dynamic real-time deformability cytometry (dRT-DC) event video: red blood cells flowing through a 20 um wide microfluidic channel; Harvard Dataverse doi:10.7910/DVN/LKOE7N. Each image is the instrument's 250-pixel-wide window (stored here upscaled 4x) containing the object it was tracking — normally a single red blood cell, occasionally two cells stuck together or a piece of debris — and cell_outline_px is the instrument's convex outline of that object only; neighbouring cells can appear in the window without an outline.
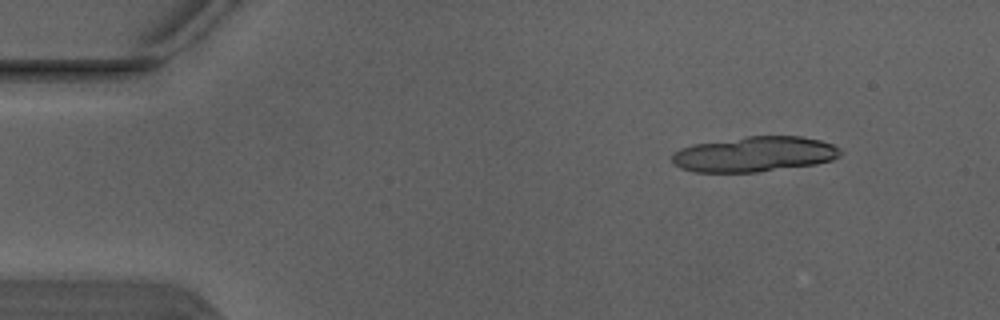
{"species": "Egyptian fruit bat (a non-hibernating species)", "species_latin": "Rousettus aegyptiacus", "temperature_condition": "warm", "stored_images_in_passage": 5, "camera_frame_rate_fps": 3000, "um_per_image_px": 0.085, "animal": {"sex": "male"}, "frame": {"image": 1, "passage_image": 1, "time_ms": 0.0, "image_size_px": [1000, 320], "cell_outline_px": [[844, 152], [840, 156], [832, 160], [816, 164], [756, 172], [692, 172], [680, 168], [672, 160], [672, 156], [680, 148], [696, 144], [748, 136], [800, 136], [820, 140], [832, 144], [840, 148]], "centroid_in_image_um": [64.17, 13.11], "position_along_channel_um": 20.8, "area_um2": 34.51}}
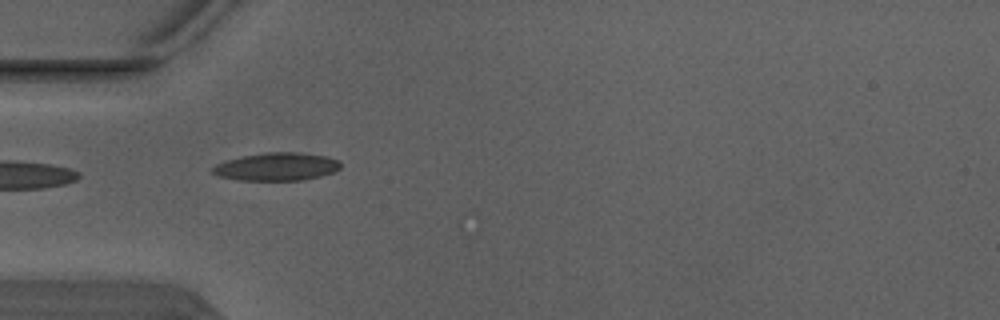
{"frame": {"image": 2, "passage_image": 3, "time_ms": 0.667, "image_size_px": [1000, 320], "cell_outline_px": [[340, 168], [332, 172], [320, 176], [300, 180], [236, 180], [220, 176], [212, 172], [208, 168], [216, 164], [240, 156], [264, 152], [296, 152], [328, 156], [340, 160]], "centroid_in_image_um": [23.49, 14.16], "position_along_channel_um": 61.5, "area_um2": 20.92}}
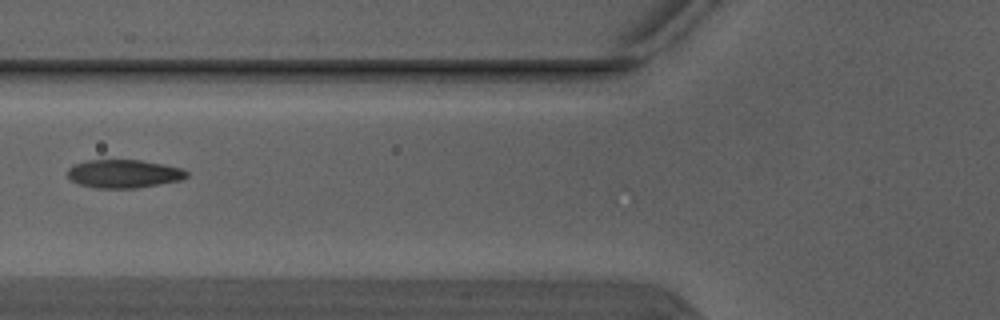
{"frame": {"image": 3, "passage_image": 4, "time_ms": 1.0, "image_size_px": [1000, 320], "cell_outline_px": [[188, 176], [180, 180], [136, 188], [96, 188], [80, 184], [72, 180], [68, 176], [68, 168], [72, 164], [88, 160], [140, 160], [164, 164], [180, 168], [188, 172]], "centroid_in_image_um": [10.5, 14.76], "position_along_channel_um": 115.3, "area_um2": 19.54}}